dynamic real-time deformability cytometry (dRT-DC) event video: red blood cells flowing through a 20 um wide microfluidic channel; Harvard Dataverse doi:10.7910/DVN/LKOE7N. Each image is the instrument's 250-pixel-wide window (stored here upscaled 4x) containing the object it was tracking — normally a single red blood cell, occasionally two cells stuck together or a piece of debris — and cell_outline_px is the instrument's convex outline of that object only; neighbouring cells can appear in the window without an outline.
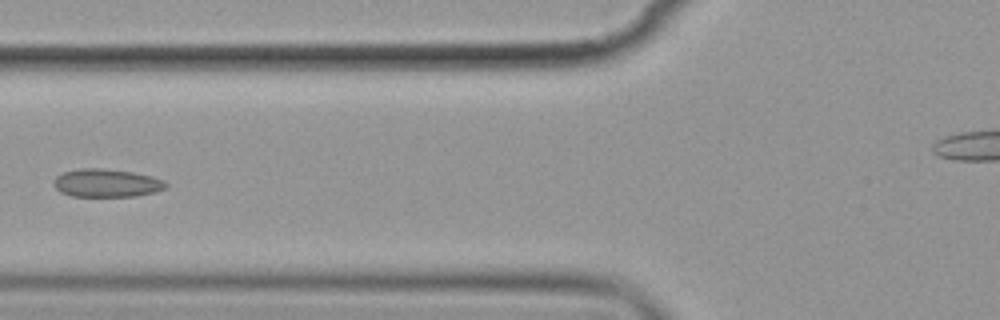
{"species": "common noctule bat (a hibernating species)", "species_latin": "Nyctalus noctula", "temperature_condition": "cold", "stored_images_in_passage": 8, "camera_frame_rate_fps": 3000, "um_per_image_px": 0.085, "animal": {"sex": "female", "body_mass_g": 19.9}, "frame": {"image": 1, "passage_image": 6, "time_ms": 6.0, "image_size_px": [1000, 320], "cell_outline_px": [[168, 188], [156, 192], [136, 196], [72, 196], [60, 192], [52, 184], [52, 180], [56, 176], [64, 172], [80, 168], [104, 168], [132, 172], [152, 176], [164, 180], [168, 184]], "centroid_in_image_um": [9.07, 15.55], "position_along_channel_um": 116.7, "area_um2": 18.61}}
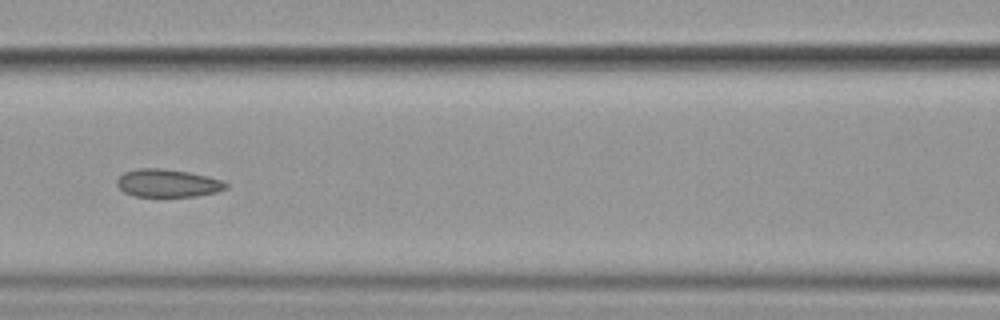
{"frame": {"image": 2, "passage_image": 7, "time_ms": 7.0, "image_size_px": [1000, 320], "cell_outline_px": [[228, 188], [216, 192], [196, 196], [132, 196], [124, 192], [116, 184], [116, 180], [124, 172], [140, 168], [160, 168], [188, 172], [208, 176], [220, 180], [228, 184]], "centroid_in_image_um": [14.24, 15.57], "position_along_channel_um": 152.4, "area_um2": 17.63}}
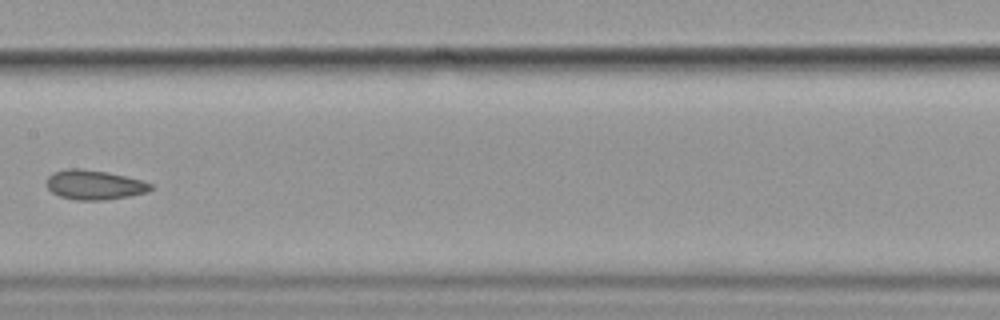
{"frame": {"image": 3, "passage_image": 8, "time_ms": 8.333, "image_size_px": [1000, 320], "cell_outline_px": [[152, 188], [148, 192], [128, 196], [104, 200], [76, 200], [60, 196], [52, 192], [48, 188], [48, 176], [52, 172], [68, 168], [80, 168], [104, 172], [124, 176], [140, 180], [152, 184]], "centroid_in_image_um": [8.0, 15.71], "position_along_channel_um": 199.4, "area_um2": 17.69}}